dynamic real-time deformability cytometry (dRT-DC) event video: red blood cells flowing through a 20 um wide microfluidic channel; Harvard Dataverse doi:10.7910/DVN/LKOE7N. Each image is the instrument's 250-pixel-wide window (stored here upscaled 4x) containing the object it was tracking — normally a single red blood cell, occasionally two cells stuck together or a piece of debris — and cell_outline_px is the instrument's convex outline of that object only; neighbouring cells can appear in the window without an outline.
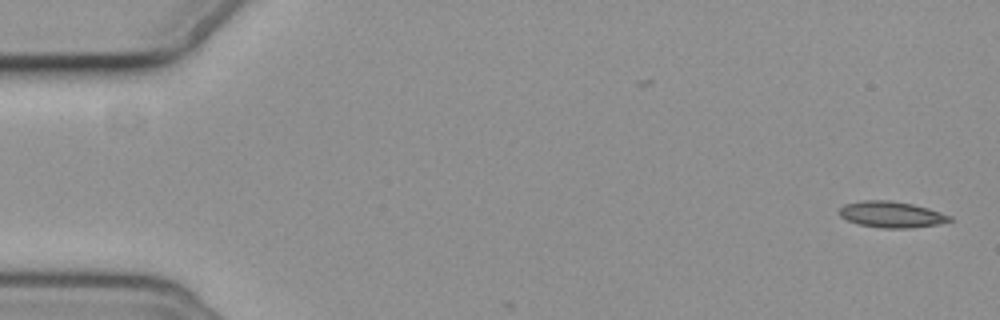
{"species": "common noctule bat (a hibernating species)", "species_latin": "Nyctalus noctula", "temperature_condition": "cold", "stored_images_in_passage": 3, "camera_frame_rate_fps": 3000, "um_per_image_px": 0.085, "animal": {"sex": "female", "body_mass_g": 19.3, "forearm_length_mm": 54.1}, "frame": {"image": 1, "passage_image": 1, "time_ms": 0.0, "image_size_px": [1000, 320], "cell_outline_px": [[952, 220], [936, 224], [904, 228], [884, 228], [860, 224], [848, 220], [840, 216], [840, 208], [844, 204], [860, 200], [892, 200], [912, 204], [928, 208], [952, 216]], "centroid_in_image_um": [75.75, 18.21], "position_along_channel_um": 9.2, "area_um2": 16.59}}
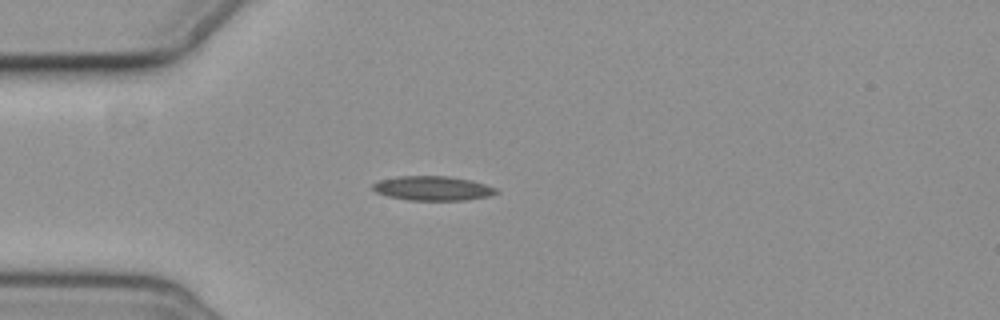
{"frame": {"image": 2, "passage_image": 3, "time_ms": 4.667, "image_size_px": [1000, 320], "cell_outline_px": [[500, 192], [488, 196], [464, 200], [408, 200], [388, 196], [376, 192], [372, 188], [372, 184], [380, 180], [396, 176], [448, 176], [472, 180], [496, 188]], "centroid_in_image_um": [36.77, 16.0], "position_along_channel_um": 48.2, "area_um2": 17.51}}